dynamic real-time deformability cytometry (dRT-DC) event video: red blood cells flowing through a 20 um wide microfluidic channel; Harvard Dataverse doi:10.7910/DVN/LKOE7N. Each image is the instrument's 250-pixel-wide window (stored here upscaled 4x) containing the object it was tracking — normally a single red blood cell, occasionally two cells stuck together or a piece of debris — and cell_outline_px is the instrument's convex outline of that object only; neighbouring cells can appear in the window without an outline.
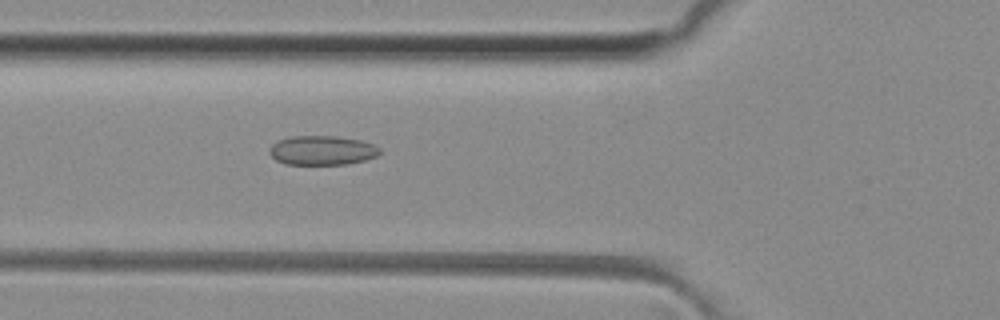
{"species": "common noctule bat (a hibernating species)", "species_latin": "Nyctalus noctula", "temperature_condition": "room temperature", "stored_images_in_passage": 46, "camera_frame_rate_fps": 3000, "um_per_image_px": 0.085, "animal": {"sex": "female", "body_mass_g": 29.2, "forearm_length_mm": 56.3}, "frame": {"image": 1, "passage_image": 14, "time_ms": 4.333, "image_size_px": [1000, 320], "cell_outline_px": [[380, 152], [376, 156], [364, 160], [348, 164], [284, 164], [276, 160], [268, 152], [272, 144], [280, 140], [292, 136], [336, 136], [360, 140], [372, 144], [380, 148]], "centroid_in_image_um": [27.37, 12.78], "position_along_channel_um": 98.4, "area_um2": 18.73}}
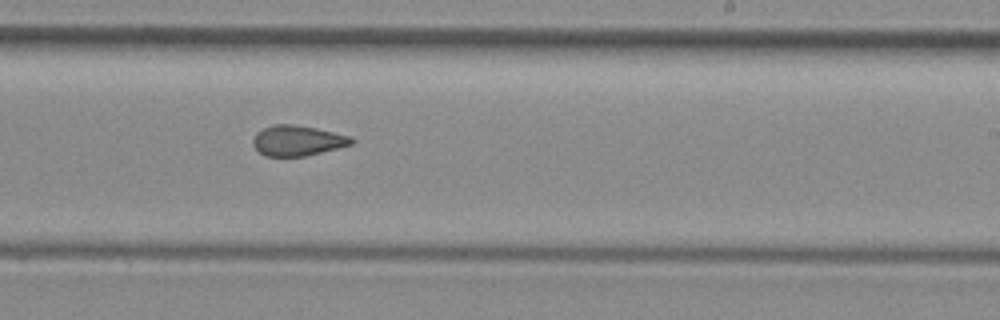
{"frame": {"image": 2, "passage_image": 26, "time_ms": 8.333, "image_size_px": [1000, 320], "cell_outline_px": [[356, 140], [352, 144], [304, 156], [264, 156], [252, 144], [252, 140], [256, 132], [272, 124], [292, 124], [316, 128], [352, 136]], "centroid_in_image_um": [25.28, 11.94], "position_along_channel_um": 263.7, "area_um2": 17.4}}
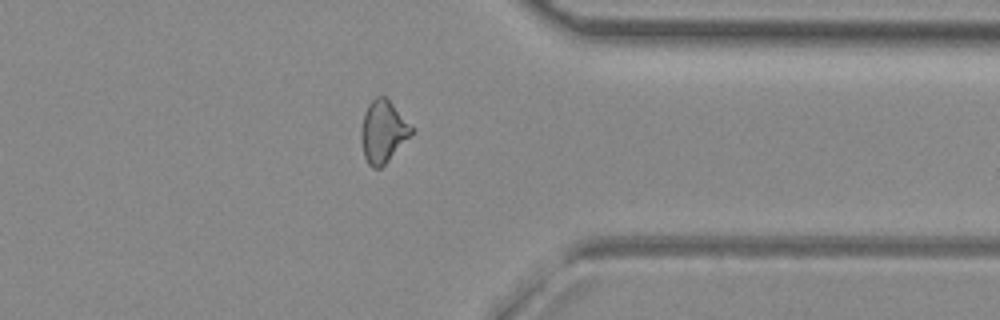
{"frame": {"image": 3, "passage_image": 35, "time_ms": 11.333, "image_size_px": [1000, 320], "cell_outline_px": [[412, 132], [388, 160], [380, 168], [372, 168], [368, 164], [364, 156], [360, 140], [360, 128], [364, 112], [368, 104], [376, 96], [384, 96], [392, 104], [412, 128]], "centroid_in_image_um": [32.48, 11.18], "position_along_channel_um": 378.9, "area_um2": 17.74}, "authors_computed_cell_mechanics": {"area_um2": 18.0625, "velocity_mm_per_s": 4.1249, "shape_relaxation_time_tau1_ms": null, "shape_relaxation_time_tau2_ms": 2.2811, "deformation_change_tau1": null, "deformation_change_tau2": 0.1007}}